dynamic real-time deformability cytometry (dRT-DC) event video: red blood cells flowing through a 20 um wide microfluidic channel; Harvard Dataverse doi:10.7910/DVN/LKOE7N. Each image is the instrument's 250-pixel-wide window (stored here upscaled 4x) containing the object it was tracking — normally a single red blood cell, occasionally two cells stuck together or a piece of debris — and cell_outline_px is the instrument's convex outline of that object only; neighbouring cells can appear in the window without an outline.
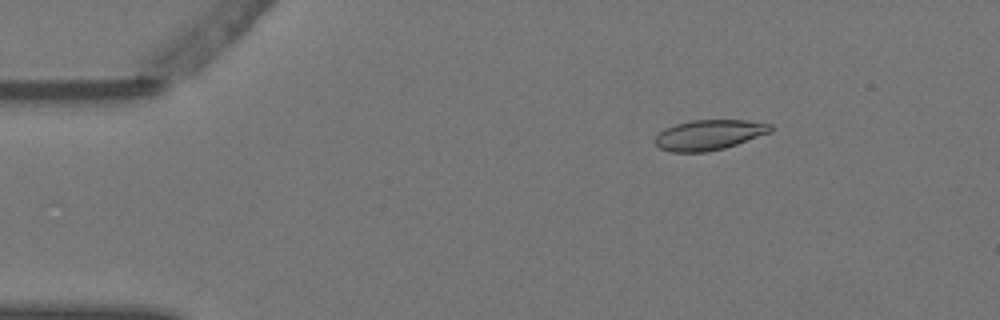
{"species": "Egyptian fruit bat (a non-hibernating species)", "species_latin": "Rousettus aegyptiacus", "temperature_condition": "warm", "stored_images_in_passage": 5, "camera_frame_rate_fps": 3000, "um_per_image_px": 0.085, "animal": {"sex": "female"}, "frame": {"image": 1, "passage_image": 3, "time_ms": 0.667, "image_size_px": [1000, 320], "cell_outline_px": [[772, 132], [724, 148], [704, 152], [672, 152], [660, 148], [656, 144], [656, 136], [664, 128], [676, 124], [692, 120], [748, 120], [772, 124]], "centroid_in_image_um": [60.29, 11.46], "position_along_channel_um": 24.7, "area_um2": 20.23}}
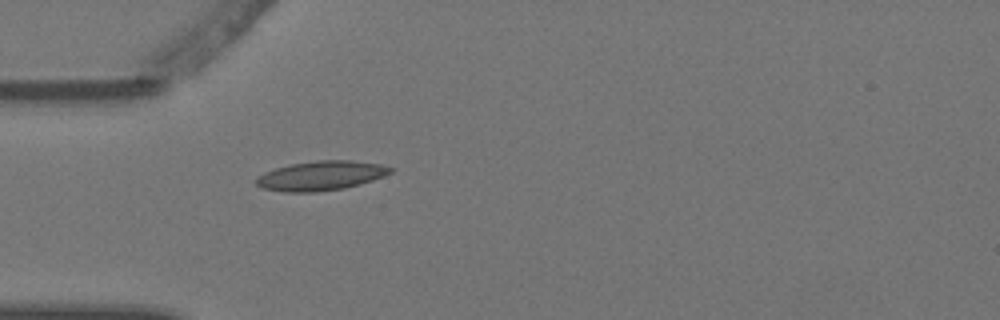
{"frame": {"image": 2, "passage_image": 5, "time_ms": 1.333, "image_size_px": [1000, 320], "cell_outline_px": [[392, 172], [372, 180], [360, 184], [344, 188], [316, 192], [284, 192], [264, 188], [256, 184], [256, 176], [264, 172], [276, 168], [292, 164], [316, 160], [352, 160], [380, 164], [392, 168]], "centroid_in_image_um": [27.26, 14.93], "position_along_channel_um": 57.7, "area_um2": 22.89}}